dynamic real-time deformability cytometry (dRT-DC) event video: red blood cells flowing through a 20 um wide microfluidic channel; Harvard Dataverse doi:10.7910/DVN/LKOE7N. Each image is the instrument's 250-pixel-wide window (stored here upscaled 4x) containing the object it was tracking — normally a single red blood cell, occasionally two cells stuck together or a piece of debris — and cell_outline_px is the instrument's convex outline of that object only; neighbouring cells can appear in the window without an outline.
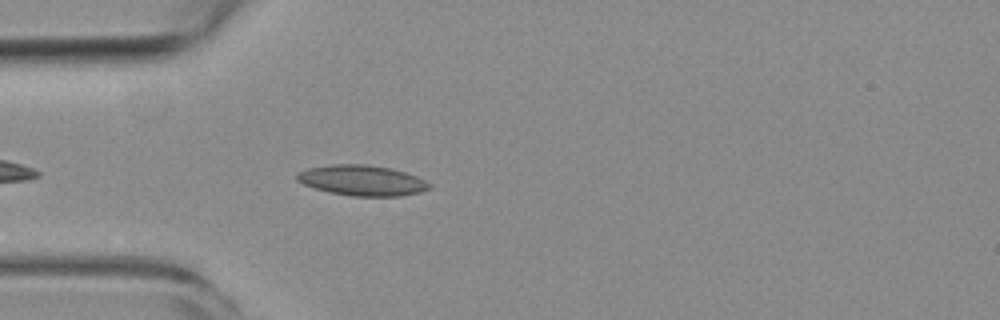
{"species": "common noctule bat (a hibernating species)", "species_latin": "Nyctalus noctula", "temperature_condition": "room temperature", "stored_images_in_passage": 2, "camera_frame_rate_fps": 3000, "um_per_image_px": 0.085, "animal": {"sex": "female", "body_mass_g": 19.3, "forearm_length_mm": 54.1}, "frame": {"image": 1, "passage_image": 2, "time_ms": 2.667, "image_size_px": [1000, 320], "cell_outline_px": [[432, 188], [420, 192], [400, 196], [352, 196], [328, 192], [304, 184], [296, 180], [296, 172], [308, 168], [332, 164], [364, 164], [392, 168], [416, 176], [432, 184]], "centroid_in_image_um": [30.78, 15.33], "position_along_channel_um": 54.2, "area_um2": 23.58}}